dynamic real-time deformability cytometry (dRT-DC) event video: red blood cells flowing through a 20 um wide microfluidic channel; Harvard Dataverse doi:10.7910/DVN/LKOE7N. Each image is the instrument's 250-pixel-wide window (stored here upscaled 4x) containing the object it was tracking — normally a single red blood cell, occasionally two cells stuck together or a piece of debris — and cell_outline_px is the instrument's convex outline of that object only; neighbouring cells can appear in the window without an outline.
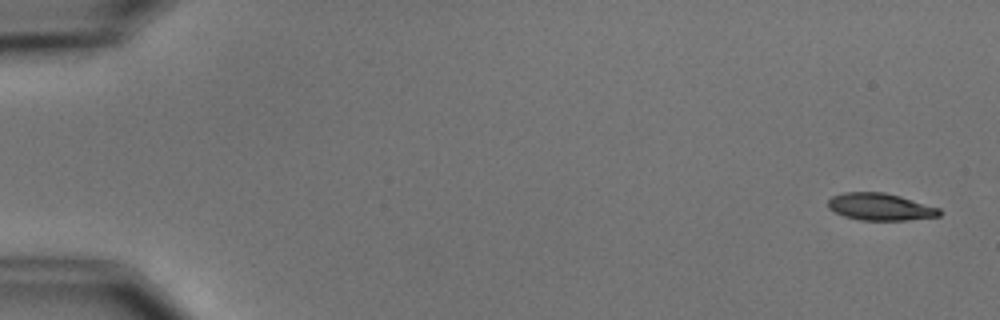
{"species": "common noctule bat (a hibernating species)", "species_latin": "Nyctalus noctula", "temperature_condition": "cold", "stored_images_in_passage": 10, "camera_frame_rate_fps": 3000, "um_per_image_px": 0.085, "animal": {"sex": "male", "body_mass_g": 15.6}, "frame": {"image": 1, "passage_image": 1, "time_ms": 0.0, "image_size_px": [1000, 320], "cell_outline_px": [[944, 212], [940, 216], [908, 220], [860, 220], [844, 216], [828, 208], [828, 200], [832, 196], [844, 192], [884, 192], [900, 196], [940, 208]], "centroid_in_image_um": [74.85, 17.58], "position_along_channel_um": 10.2, "area_um2": 17.69}}
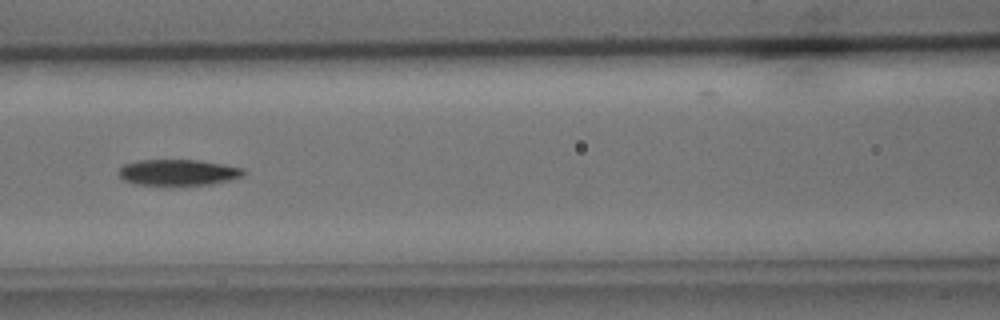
{"frame": {"image": 2, "passage_image": 7, "time_ms": 7.667, "image_size_px": [1000, 320], "cell_outline_px": [[248, 172], [244, 176], [212, 184], [136, 184], [124, 180], [120, 176], [120, 168], [124, 164], [140, 160], [196, 160], [224, 164], [244, 168]], "centroid_in_image_um": [15.21, 14.64], "position_along_channel_um": 151.4, "area_um2": 18.67}}
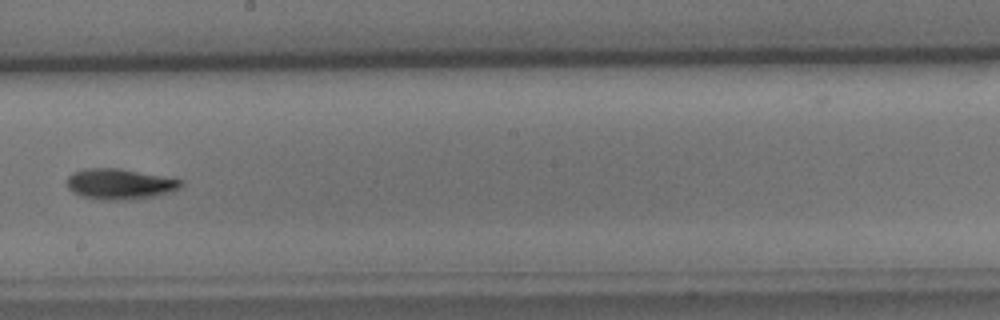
{"frame": {"image": 3, "passage_image": 9, "time_ms": 10.0, "image_size_px": [1000, 320], "cell_outline_px": [[184, 184], [180, 188], [172, 192], [156, 196], [136, 200], [100, 200], [80, 196], [72, 192], [68, 188], [68, 176], [72, 172], [84, 168], [120, 168], [184, 180]], "centroid_in_image_um": [10.2, 15.65], "position_along_channel_um": 238.0, "area_um2": 20.81}}